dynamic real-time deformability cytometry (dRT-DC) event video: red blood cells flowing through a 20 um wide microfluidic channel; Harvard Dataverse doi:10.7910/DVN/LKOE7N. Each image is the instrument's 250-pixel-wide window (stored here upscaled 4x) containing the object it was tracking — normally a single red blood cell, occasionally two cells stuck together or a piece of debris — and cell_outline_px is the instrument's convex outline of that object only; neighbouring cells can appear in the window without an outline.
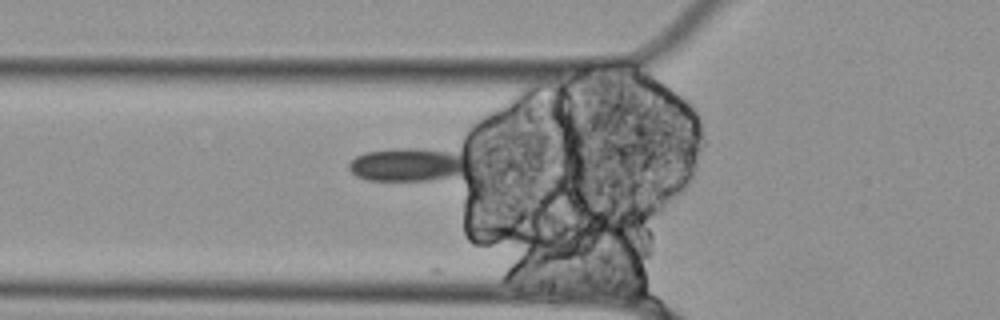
{"species": "Egyptian fruit bat (a non-hibernating species)", "species_latin": "Rousettus aegyptiacus", "temperature_condition": "cold", "stored_images_in_passage": 39, "camera_frame_rate_fps": 3000, "um_per_image_px": 0.085, "animal": {"sex": "female"}, "frame": {"image": 1, "passage_image": 2, "time_ms": 0.333, "image_size_px": [1000, 320], "cell_outline_px": [[472, 164], [468, 168], [456, 176], [428, 180], [368, 180], [356, 176], [348, 168], [348, 164], [356, 156], [364, 152], [400, 148], [468, 148]], "centroid_in_image_um": [34.92, 13.93], "position_along_channel_um": 90.9, "area_um2": 24.74}}
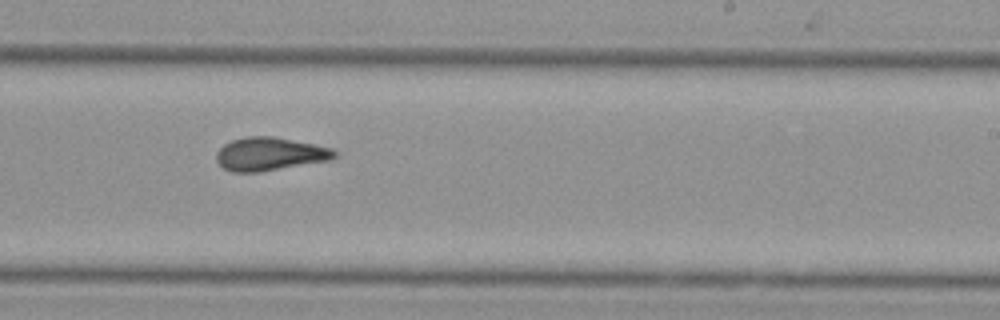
{"frame": {"image": 2, "passage_image": 17, "time_ms": 5.333, "image_size_px": [1000, 320], "cell_outline_px": [[340, 152], [332, 160], [260, 172], [232, 172], [224, 168], [216, 160], [216, 152], [224, 144], [232, 140], [244, 136], [272, 136], [332, 148]], "centroid_in_image_um": [22.95, 13.09], "position_along_channel_um": 266.1, "area_um2": 23.0}}
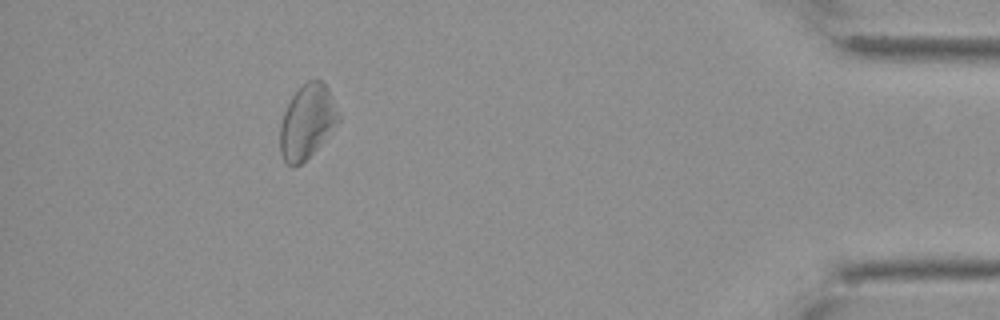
{"frame": {"image": 3, "passage_image": 34, "time_ms": 11.0, "image_size_px": [1000, 320], "cell_outline_px": [[340, 120], [324, 140], [296, 168], [292, 168], [284, 160], [280, 152], [280, 124], [284, 112], [292, 96], [308, 80], [320, 80], [328, 88], [340, 112]], "centroid_in_image_um": [26.11, 10.35], "position_along_channel_um": 409.1, "area_um2": 24.97}}